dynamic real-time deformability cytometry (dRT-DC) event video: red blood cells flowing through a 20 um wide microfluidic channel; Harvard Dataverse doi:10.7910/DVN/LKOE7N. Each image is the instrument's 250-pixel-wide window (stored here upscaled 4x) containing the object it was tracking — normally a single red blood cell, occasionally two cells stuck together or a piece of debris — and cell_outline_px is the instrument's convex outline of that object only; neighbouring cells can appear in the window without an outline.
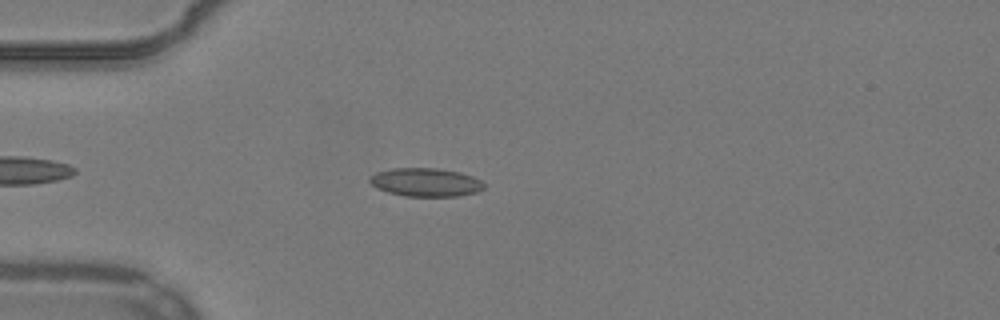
{"species": "common noctule bat (a hibernating species)", "species_latin": "Nyctalus noctula", "temperature_condition": "warm", "stored_images_in_passage": 38, "camera_frame_rate_fps": 3000, "um_per_image_px": 0.085, "animal": {"sex": "male", "body_mass_g": 19.2, "forearm_length_mm": 51.8}, "frame": {"image": 1, "passage_image": 3, "time_ms": 0.667, "image_size_px": [1000, 320], "cell_outline_px": [[484, 188], [476, 192], [460, 196], [404, 196], [388, 192], [376, 188], [368, 180], [368, 176], [376, 172], [392, 168], [436, 168], [460, 172], [472, 176], [480, 180], [484, 184]], "centroid_in_image_um": [36.15, 15.49], "position_along_channel_um": 48.8, "area_um2": 19.02}}
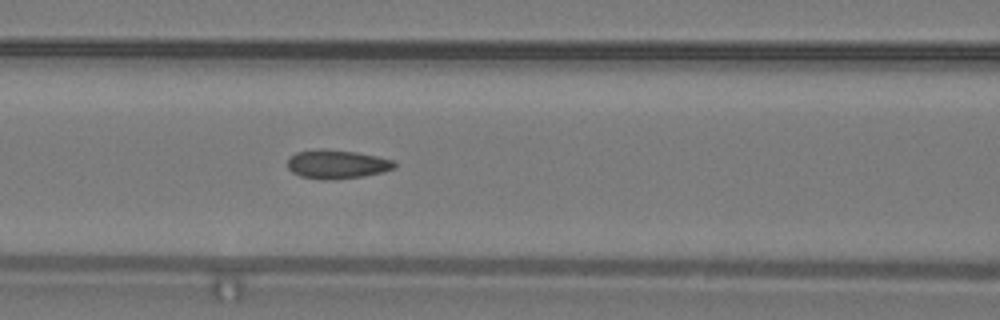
{"frame": {"image": 2, "passage_image": 11, "time_ms": 3.333, "image_size_px": [1000, 320], "cell_outline_px": [[396, 168], [384, 172], [364, 176], [332, 180], [320, 180], [300, 176], [292, 172], [288, 168], [288, 160], [296, 152], [320, 148], [356, 152], [376, 156], [392, 160], [396, 164]], "centroid_in_image_um": [28.64, 13.97], "position_along_channel_um": 138.0, "area_um2": 18.09}}
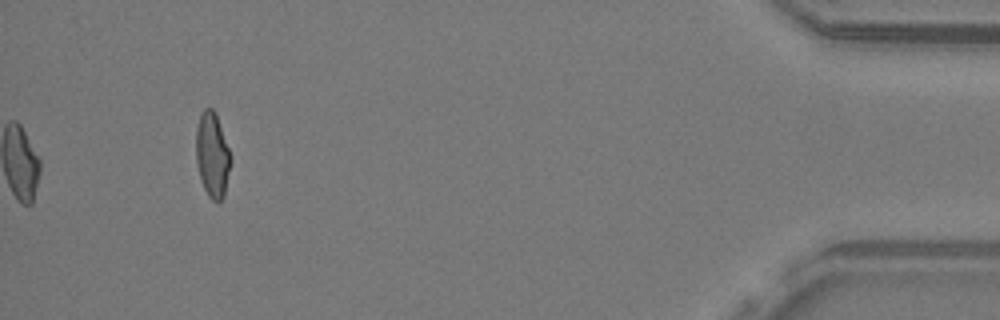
{"frame": {"image": 3, "passage_image": 38, "time_ms": 12.333, "image_size_px": [1000, 320], "cell_outline_px": [[232, 160], [224, 196], [220, 200], [212, 200], [208, 196], [200, 180], [196, 160], [196, 128], [200, 116], [204, 108], [212, 108], [216, 112], [232, 156]], "centroid_in_image_um": [18.06, 13.15], "position_along_channel_um": 417.1, "area_um2": 17.4}, "authors_computed_cell_mechanics": {"area_um2": 17.5712, "velocity_mm_per_s": 3.8903, "shape_relaxation_time_tau1_ms": 9.087, "shape_relaxation_time_tau2_ms": 1.0995, "deformation_change_tau1": 0.1905, "deformation_change_tau2": 0.0819}}